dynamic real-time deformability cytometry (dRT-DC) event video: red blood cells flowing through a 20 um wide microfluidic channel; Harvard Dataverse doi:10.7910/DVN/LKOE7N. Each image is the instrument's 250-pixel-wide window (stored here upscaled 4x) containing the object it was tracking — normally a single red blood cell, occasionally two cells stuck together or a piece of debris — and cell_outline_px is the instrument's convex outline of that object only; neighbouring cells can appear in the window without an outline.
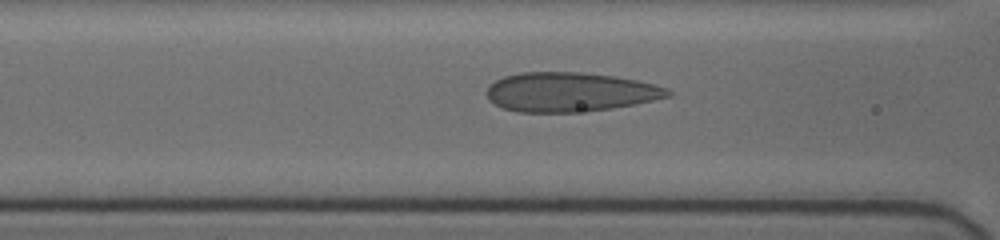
{"species": "human", "species_latin": "Homo sapiens", "temperature_condition": "cold", "stored_images_in_passage": 33, "segment_of_instrument_passage": [1, 2], "camera_frame_rate_fps": 3000, "um_per_image_px": 0.085, "donor": {"sex": "female"}, "frame": {"image": 1, "passage_image": 8, "time_ms": 2.333, "image_size_px": [1000, 240], "cell_outline_px": [[672, 92], [668, 96], [652, 100], [632, 104], [608, 108], [572, 112], [520, 112], [504, 108], [488, 100], [488, 84], [504, 76], [520, 72], [580, 72], [612, 76], [636, 80], [668, 88]], "centroid_in_image_um": [48.39, 7.81], "position_along_channel_um": 118.2, "area_um2": 40.92}}
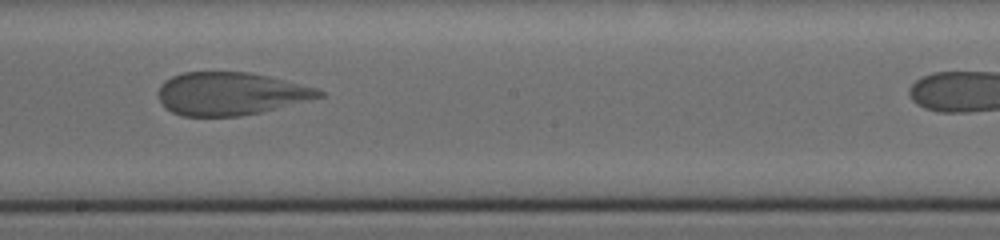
{"frame": {"image": 2, "passage_image": 17, "time_ms": 5.333, "image_size_px": [1000, 240], "cell_outline_px": [[324, 96], [260, 112], [240, 116], [180, 116], [172, 112], [160, 100], [160, 88], [172, 76], [184, 72], [248, 72], [268, 76], [316, 88], [324, 92]], "centroid_in_image_um": [19.61, 7.96], "position_along_channel_um": 228.6, "area_um2": 39.48}}
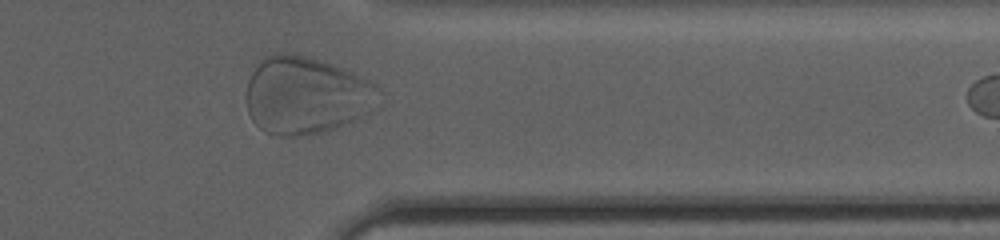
{"frame": {"image": 3, "passage_image": 30, "time_ms": 9.667, "image_size_px": [1000, 240], "cell_outline_px": [[384, 92], [372, 112], [336, 128], [308, 136], [276, 136], [264, 132], [252, 120], [248, 112], [248, 80], [252, 72], [264, 56], [276, 52], [288, 52], [320, 60], [332, 64], [352, 72], [376, 84]], "centroid_in_image_um": [26.06, 8.12], "position_along_channel_um": 385.3, "area_um2": 60.4}}